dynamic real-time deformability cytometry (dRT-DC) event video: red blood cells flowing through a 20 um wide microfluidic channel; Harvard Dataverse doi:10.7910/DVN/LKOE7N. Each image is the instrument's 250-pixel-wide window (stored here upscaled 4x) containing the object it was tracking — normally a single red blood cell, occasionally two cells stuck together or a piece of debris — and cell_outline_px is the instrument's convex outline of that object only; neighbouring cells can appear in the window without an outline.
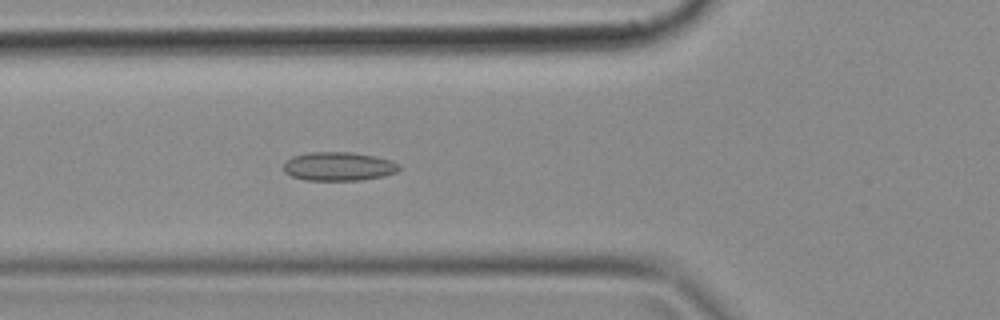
{"species": "common noctule bat (a hibernating species)", "species_latin": "Nyctalus noctula", "temperature_condition": "cold", "stored_images_in_passage": 49, "camera_frame_rate_fps": 3000, "um_per_image_px": 0.085, "animal": {"sex": "female", "body_mass_g": 18.4}, "frame": {"image": 1, "passage_image": 17, "time_ms": 5.333, "image_size_px": [1000, 320], "cell_outline_px": [[400, 168], [396, 172], [384, 176], [360, 180], [304, 180], [292, 176], [284, 172], [284, 164], [292, 156], [308, 152], [352, 152], [376, 156], [392, 160], [400, 164]], "centroid_in_image_um": [28.8, 14.14], "position_along_channel_um": 97.0, "area_um2": 19.48}}
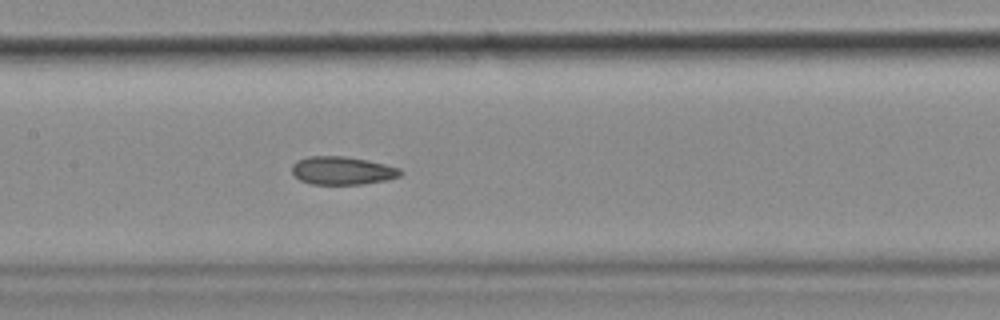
{"frame": {"image": 2, "passage_image": 23, "time_ms": 7.333, "image_size_px": [1000, 320], "cell_outline_px": [[404, 172], [400, 176], [388, 180], [364, 184], [312, 184], [300, 180], [292, 172], [292, 164], [296, 160], [308, 156], [344, 156], [368, 160], [400, 168]], "centroid_in_image_um": [29.11, 14.5], "position_along_channel_um": 178.3, "area_um2": 17.92}}
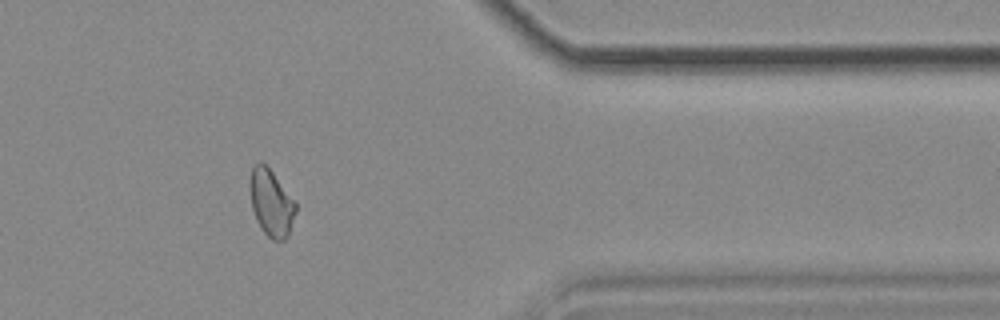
{"frame": {"image": 3, "passage_image": 40, "time_ms": 13.0, "image_size_px": [1000, 320], "cell_outline_px": [[296, 212], [288, 236], [284, 240], [272, 240], [260, 228], [256, 220], [252, 208], [252, 168], [260, 160], [272, 172], [296, 204]], "centroid_in_image_um": [23.08, 17.31], "position_along_channel_um": 388.3, "area_um2": 17.11}}